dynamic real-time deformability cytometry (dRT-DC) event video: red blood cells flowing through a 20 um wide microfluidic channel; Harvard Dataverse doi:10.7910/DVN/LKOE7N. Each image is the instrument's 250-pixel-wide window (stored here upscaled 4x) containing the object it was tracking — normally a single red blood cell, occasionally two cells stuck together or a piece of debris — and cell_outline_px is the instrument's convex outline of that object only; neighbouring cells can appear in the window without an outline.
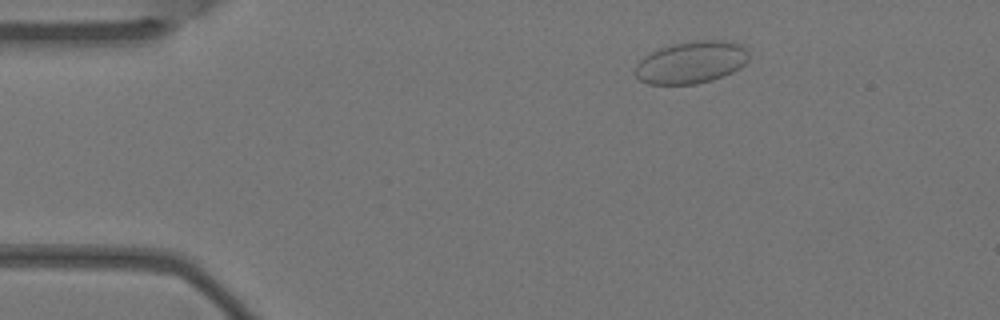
{"species": "Egyptian fruit bat (a non-hibernating species)", "species_latin": "Rousettus aegyptiacus", "temperature_condition": "warm", "stored_images_in_passage": 4, "camera_frame_rate_fps": 3000, "um_per_image_px": 0.085, "animal": {"sex": "female"}, "frame": {"image": 1, "passage_image": 4, "time_ms": 1.0, "image_size_px": [1000, 320], "cell_outline_px": [[748, 60], [740, 68], [732, 72], [712, 80], [696, 84], [648, 84], [640, 80], [636, 76], [636, 64], [644, 56], [660, 48], [672, 44], [696, 40], [724, 40], [740, 44], [748, 52]], "centroid_in_image_um": [58.76, 5.3], "position_along_channel_um": 26.2, "area_um2": 27.86}}